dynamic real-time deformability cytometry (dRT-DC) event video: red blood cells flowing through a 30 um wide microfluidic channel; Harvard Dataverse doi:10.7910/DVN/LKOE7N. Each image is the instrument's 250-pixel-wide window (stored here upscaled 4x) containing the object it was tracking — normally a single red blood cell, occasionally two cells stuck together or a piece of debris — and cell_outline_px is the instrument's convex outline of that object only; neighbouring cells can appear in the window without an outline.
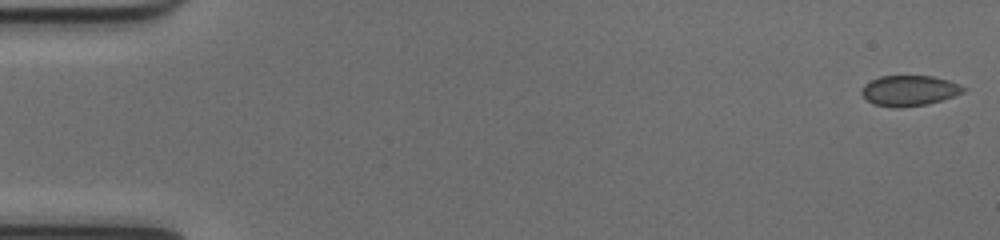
{"species": "common noctule bat (a hibernating species)", "species_latin": "Nyctalus noctula", "temperature_condition": "cold", "stored_images_in_passage": 46, "camera_frame_rate_fps": 3000, "um_per_image_px": 0.085, "animal": {"sex": "female", "body_mass_g": 17.0, "forearm_length_mm": 48.0}, "frame": {"image": 1, "passage_image": 1, "time_ms": 0.0, "image_size_px": [1000, 240], "cell_outline_px": [[968, 88], [964, 92], [928, 104], [900, 108], [892, 108], [872, 104], [860, 92], [864, 84], [880, 76], [932, 76], [948, 80], [960, 84]], "centroid_in_image_um": [77.28, 7.71], "position_along_channel_um": 7.7, "area_um2": 18.15}}
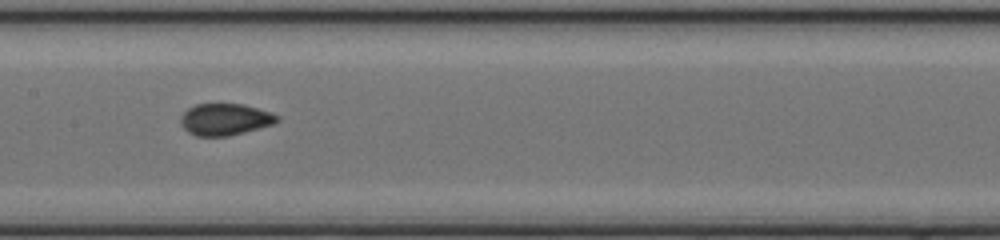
{"frame": {"image": 2, "passage_image": 26, "time_ms": 8.333, "image_size_px": [1000, 240], "cell_outline_px": [[280, 120], [272, 124], [244, 132], [228, 136], [196, 136], [188, 132], [180, 124], [180, 116], [188, 108], [196, 104], [244, 104], [272, 112], [280, 116]], "centroid_in_image_um": [19.13, 10.14], "position_along_channel_um": 188.3, "area_um2": 17.92}}
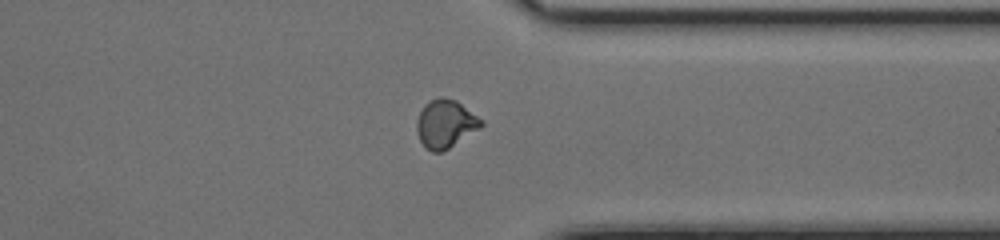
{"frame": {"image": 3, "passage_image": 40, "time_ms": 13.0, "image_size_px": [1000, 240], "cell_outline_px": [[484, 124], [480, 128], [448, 148], [440, 152], [432, 152], [424, 148], [420, 140], [416, 128], [416, 120], [424, 104], [440, 96], [444, 96], [456, 100], [484, 120]], "centroid_in_image_um": [37.86, 10.51], "position_along_channel_um": 373.5, "area_um2": 18.15}}